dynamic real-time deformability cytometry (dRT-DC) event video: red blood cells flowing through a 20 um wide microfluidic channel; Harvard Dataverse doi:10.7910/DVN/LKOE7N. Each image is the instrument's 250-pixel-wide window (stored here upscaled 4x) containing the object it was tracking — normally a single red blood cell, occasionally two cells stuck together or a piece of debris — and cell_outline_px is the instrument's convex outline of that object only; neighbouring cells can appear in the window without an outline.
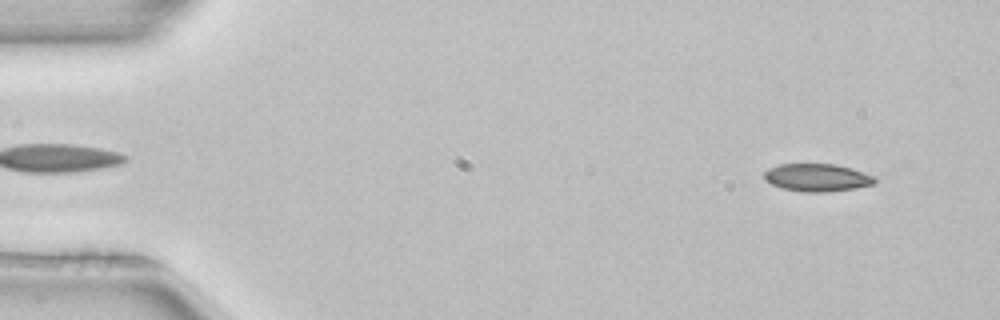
{"species": "common noctule bat (a hibernating species)", "species_latin": "Nyctalus noctula", "temperature_condition": "room temperature", "stored_images_in_passage": 51, "camera_frame_rate_fps": 3000, "um_per_image_px": 0.085, "animal": {"sex": "female", "body_mass_g": 22.7, "forearm_length_mm": 54.2}, "frame": {"image": 1, "passage_image": 4, "time_ms": 1.0, "image_size_px": [1000, 320], "cell_outline_px": [[876, 184], [856, 188], [828, 192], [804, 192], [780, 188], [764, 180], [764, 172], [768, 168], [780, 164], [836, 164], [852, 168], [876, 176]], "centroid_in_image_um": [69.48, 15.09], "position_along_channel_um": 15.5, "area_um2": 18.15}}
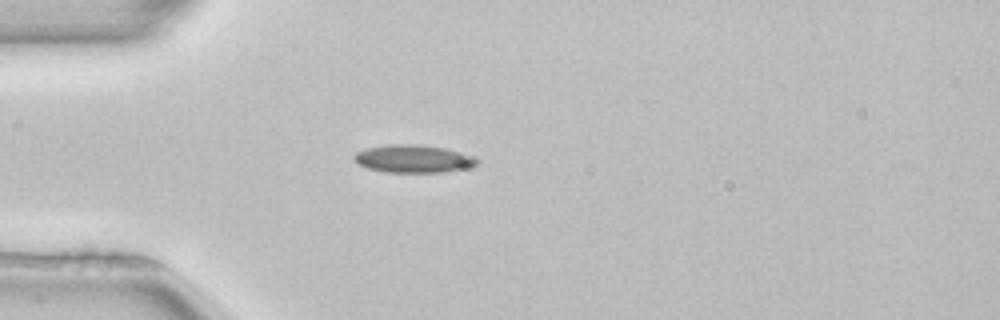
{"frame": {"image": 2, "passage_image": 14, "time_ms": 4.333, "image_size_px": [1000, 320], "cell_outline_px": [[480, 160], [476, 164], [464, 168], [444, 172], [384, 172], [368, 168], [360, 164], [352, 156], [356, 152], [368, 148], [388, 144], [416, 144], [444, 148], [460, 152], [472, 156]], "centroid_in_image_um": [35.12, 13.49], "position_along_channel_um": 49.9, "area_um2": 19.65}}
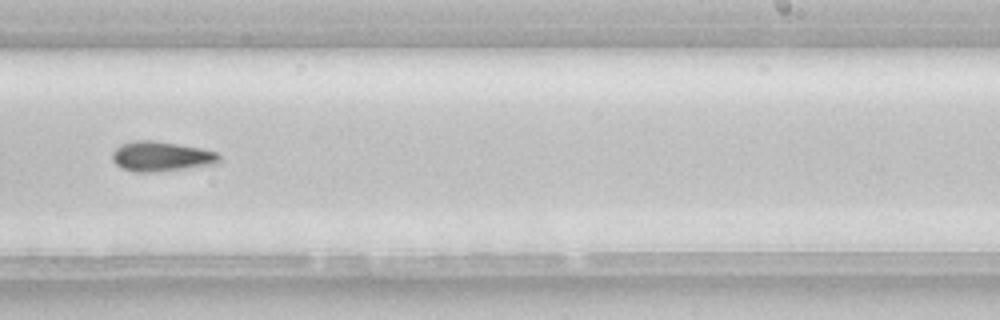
{"frame": {"image": 3, "passage_image": 32, "time_ms": 10.333, "image_size_px": [1000, 320], "cell_outline_px": [[220, 160], [216, 164], [156, 172], [136, 172], [120, 168], [112, 160], [112, 152], [120, 144], [136, 140], [152, 140], [200, 148], [216, 152], [220, 156]], "centroid_in_image_um": [13.67, 13.3], "position_along_channel_um": 275.3, "area_um2": 18.61}, "authors_computed_cell_mechanics": {"area_um2": 18.3226, "velocity_mm_per_s": 3.9627, "shape_relaxation_time_tau1_ms": 3.1419, "shape_relaxation_time_tau2_ms": null, "deformation_change_tau1": 0.0923, "deformation_change_tau2": null}}